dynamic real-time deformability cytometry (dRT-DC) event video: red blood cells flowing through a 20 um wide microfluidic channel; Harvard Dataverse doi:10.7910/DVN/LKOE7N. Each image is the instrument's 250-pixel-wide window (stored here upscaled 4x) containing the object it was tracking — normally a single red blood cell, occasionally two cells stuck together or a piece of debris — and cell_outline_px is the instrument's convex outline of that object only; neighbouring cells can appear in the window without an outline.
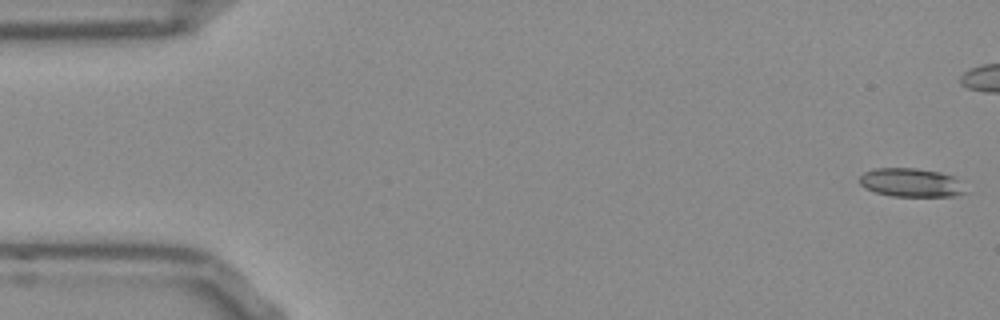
{"species": "Egyptian fruit bat (a non-hibernating species)", "species_latin": "Rousettus aegyptiacus", "temperature_condition": "room temperature", "stored_images_in_passage": 15, "camera_frame_rate_fps": 3000, "um_per_image_px": 0.085, "frame": {"image": 1, "passage_image": 1, "time_ms": 0.0, "image_size_px": [1000, 320], "cell_outline_px": [[968, 192], [956, 196], [892, 196], [876, 192], [864, 188], [860, 184], [860, 176], [864, 172], [872, 168], [916, 168], [940, 172], [952, 176], [960, 180]], "centroid_in_image_um": [77.46, 15.52], "position_along_channel_um": 7.5, "area_um2": 17.86}}